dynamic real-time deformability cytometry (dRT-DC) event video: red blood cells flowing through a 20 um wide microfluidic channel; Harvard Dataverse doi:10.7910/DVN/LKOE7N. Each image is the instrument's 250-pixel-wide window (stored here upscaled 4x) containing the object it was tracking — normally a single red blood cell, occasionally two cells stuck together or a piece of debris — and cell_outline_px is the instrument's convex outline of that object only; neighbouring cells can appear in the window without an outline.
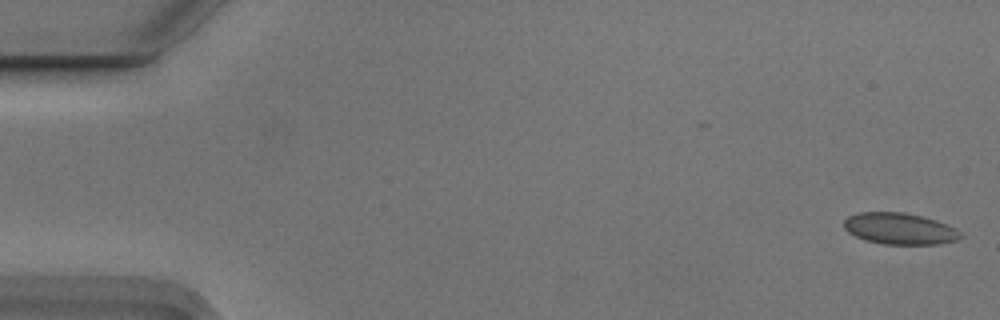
{"species": "Egyptian fruit bat (a non-hibernating species)", "species_latin": "Rousettus aegyptiacus", "temperature_condition": "cold", "stored_images_in_passage": 6, "camera_frame_rate_fps": 3000, "um_per_image_px": 0.085, "animal": {"sex": "male"}, "frame": {"image": 1, "passage_image": 1, "time_ms": 0.0, "image_size_px": [1000, 320], "cell_outline_px": [[964, 236], [960, 240], [940, 244], [884, 244], [864, 240], [848, 232], [844, 228], [844, 220], [848, 216], [860, 212], [904, 212], [936, 220], [948, 224], [956, 228]], "centroid_in_image_um": [76.51, 19.44], "position_along_channel_um": 8.5, "area_um2": 21.56}}
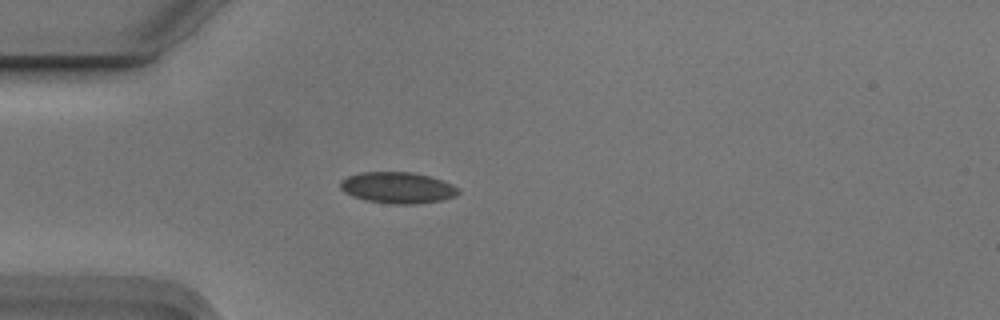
{"frame": {"image": 2, "passage_image": 5, "time_ms": 1.333, "image_size_px": [1000, 320], "cell_outline_px": [[460, 192], [456, 196], [444, 200], [416, 204], [392, 204], [364, 200], [352, 196], [344, 192], [340, 188], [340, 180], [348, 176], [364, 172], [412, 172], [428, 176], [452, 184]], "centroid_in_image_um": [33.78, 15.97], "position_along_channel_um": 51.2, "area_um2": 21.5}}